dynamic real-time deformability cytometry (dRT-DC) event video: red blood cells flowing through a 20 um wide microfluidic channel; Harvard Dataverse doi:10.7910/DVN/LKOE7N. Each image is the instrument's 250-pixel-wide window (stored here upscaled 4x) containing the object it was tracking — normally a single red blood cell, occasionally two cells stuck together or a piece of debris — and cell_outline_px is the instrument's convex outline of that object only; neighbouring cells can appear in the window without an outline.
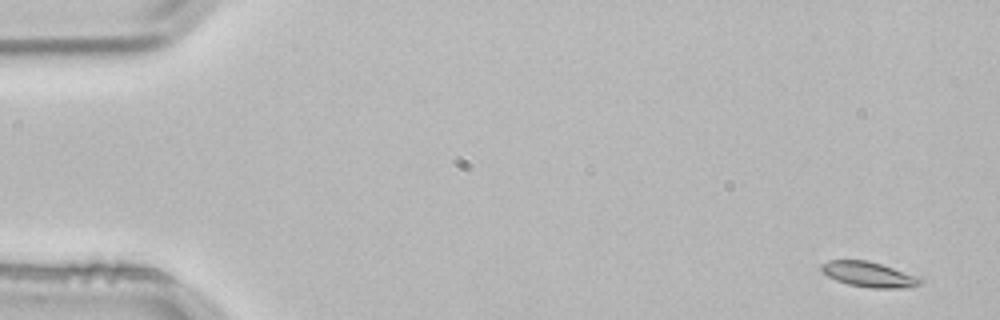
{"species": "common noctule bat (a hibernating species)", "species_latin": "Nyctalus noctula", "temperature_condition": "room temperature", "stored_images_in_passage": 3, "camera_frame_rate_fps": 3000, "um_per_image_px": 0.085, "animal": {"sex": "male", "body_mass_g": 21.5, "forearm_length_mm": 52.0}, "frame": {"image": 1, "passage_image": 1, "time_ms": 0.0, "image_size_px": [1000, 320], "cell_outline_px": [[924, 280], [920, 284], [912, 288], [872, 288], [848, 284], [836, 280], [828, 276], [820, 268], [820, 264], [828, 260], [868, 260], [920, 276]], "centroid_in_image_um": [73.91, 23.33], "position_along_channel_um": 11.1, "area_um2": 14.74}}
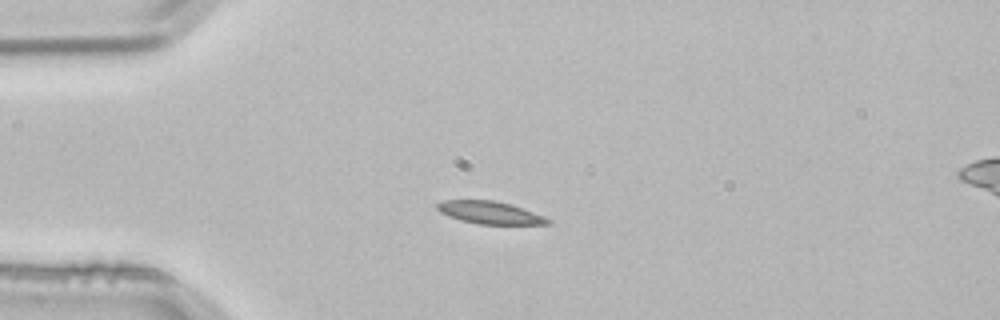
{"frame": {"image": 2, "passage_image": 3, "time_ms": 0.667, "image_size_px": [1000, 320], "cell_outline_px": [[552, 220], [548, 224], [480, 224], [460, 220], [448, 216], [440, 212], [436, 208], [436, 204], [444, 200], [492, 200], [512, 204], [544, 216]], "centroid_in_image_um": [41.63, 18.07], "position_along_channel_um": 43.4, "area_um2": 14.51}}